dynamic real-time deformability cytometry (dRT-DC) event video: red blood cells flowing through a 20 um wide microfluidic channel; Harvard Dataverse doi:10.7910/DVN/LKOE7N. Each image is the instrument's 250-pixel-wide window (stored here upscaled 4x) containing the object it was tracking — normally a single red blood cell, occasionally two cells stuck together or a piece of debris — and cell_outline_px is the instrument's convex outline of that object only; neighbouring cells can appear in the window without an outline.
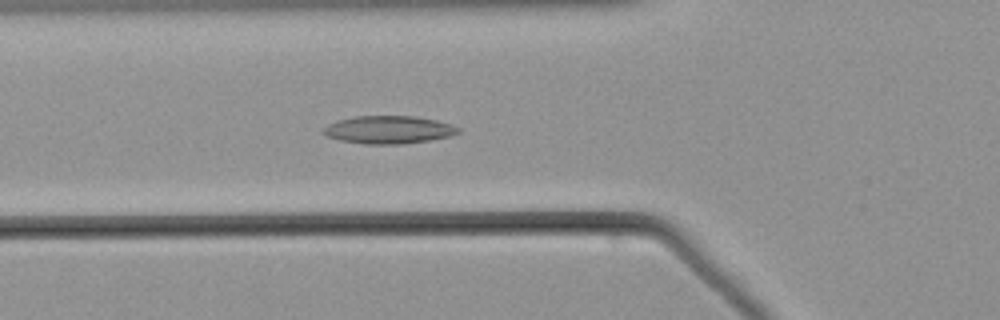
{"species": "common noctule bat (a hibernating species)", "species_latin": "Nyctalus noctula", "temperature_condition": "warm", "stored_images_in_passage": 46, "camera_frame_rate_fps": 3000, "um_per_image_px": 0.085, "animal": {"sex": "male", "body_mass_g": 21.5, "forearm_length_mm": 52.0}, "frame": {"image": 1, "passage_image": 19, "time_ms": 6.0, "image_size_px": [1000, 320], "cell_outline_px": [[460, 132], [452, 136], [404, 144], [364, 144], [340, 140], [328, 136], [320, 132], [328, 124], [336, 120], [356, 116], [416, 116], [436, 120], [460, 128]], "centroid_in_image_um": [33.02, 11.03], "position_along_channel_um": 92.8, "area_um2": 21.91}}
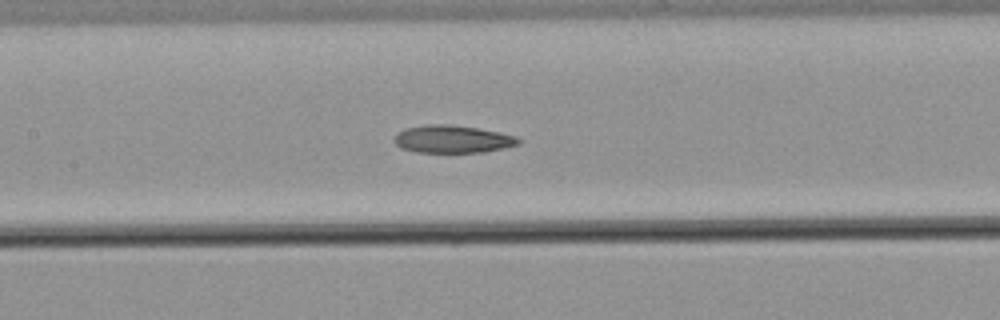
{"frame": {"image": 2, "passage_image": 25, "time_ms": 8.0, "image_size_px": [1000, 320], "cell_outline_px": [[520, 144], [504, 148], [484, 152], [416, 152], [400, 148], [392, 140], [396, 132], [408, 128], [424, 124], [444, 124], [476, 128], [500, 132], [516, 136], [520, 140]], "centroid_in_image_um": [38.44, 11.83], "position_along_channel_um": 169.0, "area_um2": 20.06}}
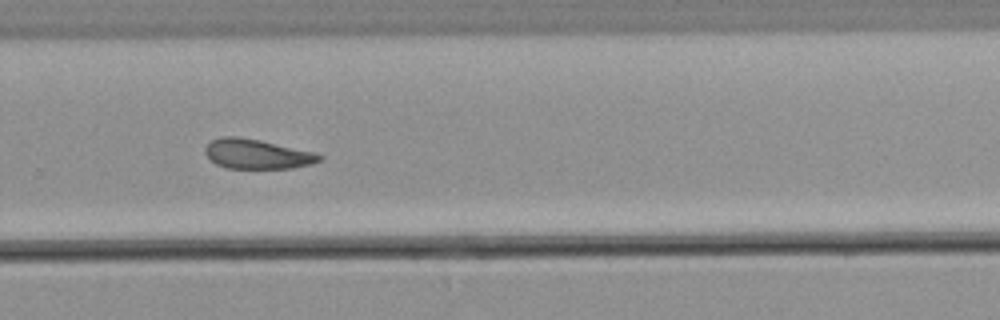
{"frame": {"image": 3, "passage_image": 36, "time_ms": 11.667, "image_size_px": [1000, 320], "cell_outline_px": [[324, 156], [320, 160], [312, 164], [292, 168], [224, 168], [216, 164], [204, 152], [204, 148], [212, 140], [220, 136], [236, 136], [260, 140], [312, 152]], "centroid_in_image_um": [21.81, 13.09], "position_along_channel_um": 308.0, "area_um2": 19.59}}